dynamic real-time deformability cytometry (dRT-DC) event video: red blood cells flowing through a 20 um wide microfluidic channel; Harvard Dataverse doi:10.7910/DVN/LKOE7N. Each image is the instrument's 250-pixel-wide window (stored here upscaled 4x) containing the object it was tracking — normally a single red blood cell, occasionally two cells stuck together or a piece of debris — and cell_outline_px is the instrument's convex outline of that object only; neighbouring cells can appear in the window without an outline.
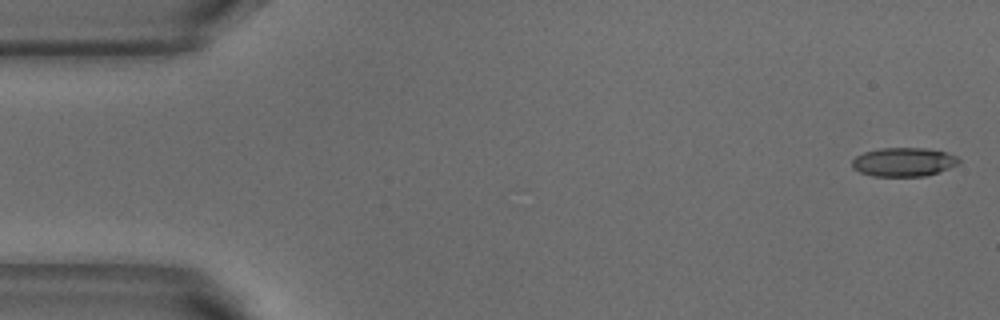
{"species": "common noctule bat (a hibernating species)", "species_latin": "Nyctalus noctula", "temperature_condition": "warm", "stored_images_in_passage": 2, "camera_frame_rate_fps": 3000, "um_per_image_px": 0.085, "animal": {"sex": "male", "body_mass_g": 18.8}, "frame": {"image": 1, "passage_image": 1, "time_ms": 0.0, "image_size_px": [1000, 320], "cell_outline_px": [[960, 164], [924, 176], [872, 176], [860, 172], [852, 168], [852, 160], [856, 156], [864, 152], [880, 148], [924, 148], [948, 152], [956, 156], [960, 160]], "centroid_in_image_um": [76.8, 13.76], "position_along_channel_um": 8.2, "area_um2": 17.92}}